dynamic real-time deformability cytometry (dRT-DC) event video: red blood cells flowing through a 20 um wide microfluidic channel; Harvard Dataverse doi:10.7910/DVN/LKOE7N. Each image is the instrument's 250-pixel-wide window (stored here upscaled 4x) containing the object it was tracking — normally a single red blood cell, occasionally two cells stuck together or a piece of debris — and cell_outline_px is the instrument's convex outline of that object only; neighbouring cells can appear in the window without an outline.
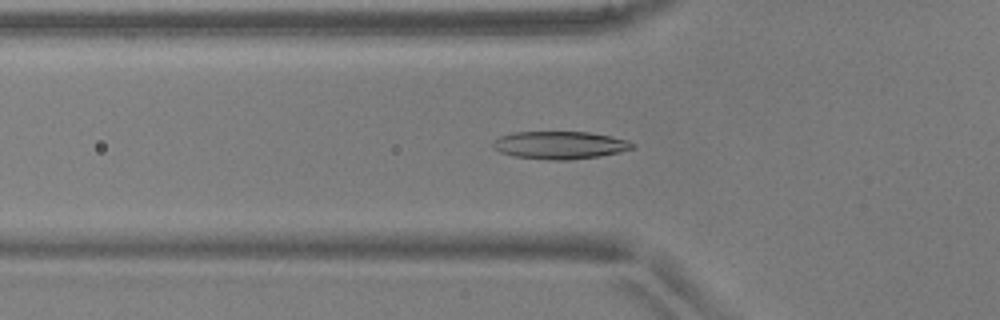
{"species": "common noctule bat (a hibernating species)", "species_latin": "Nyctalus noctula", "temperature_condition": "warm", "stored_images_in_passage": 40, "camera_frame_rate_fps": 3000, "um_per_image_px": 0.085, "animal": {"sex": "male", "body_mass_g": 17.9, "forearm_length_mm": 54.2}, "frame": {"image": 1, "passage_image": 6, "time_ms": 1.667, "image_size_px": [1000, 320], "cell_outline_px": [[636, 148], [620, 152], [600, 156], [568, 160], [548, 160], [512, 156], [500, 152], [492, 148], [492, 140], [500, 136], [512, 132], [588, 132], [628, 140], [636, 144]], "centroid_in_image_um": [47.57, 12.34], "position_along_channel_um": 78.2, "area_um2": 22.77}}
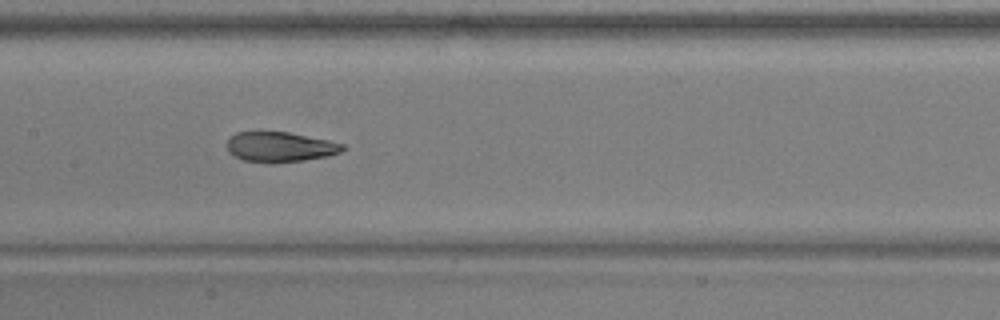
{"frame": {"image": 2, "passage_image": 14, "time_ms": 4.333, "image_size_px": [1000, 320], "cell_outline_px": [[344, 148], [340, 152], [328, 156], [304, 160], [272, 164], [244, 160], [228, 152], [228, 140], [236, 132], [288, 132], [328, 140], [344, 144]], "centroid_in_image_um": [23.81, 12.5], "position_along_channel_um": 183.6, "area_um2": 20.17}}
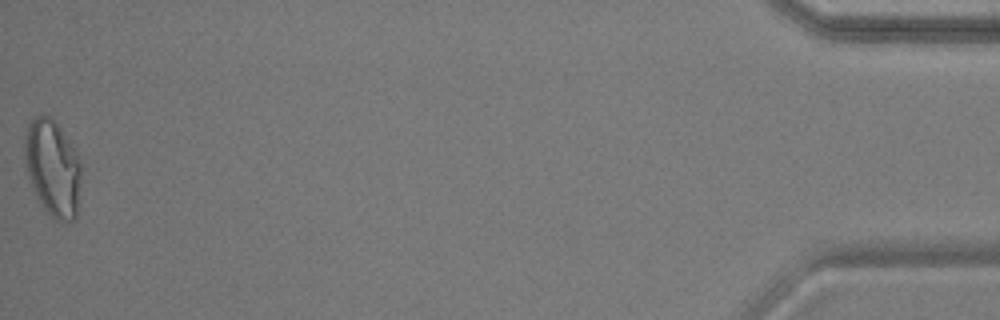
{"frame": {"image": 3, "passage_image": 40, "time_ms": 13.0, "image_size_px": [1000, 320], "cell_outline_px": [[80, 176], [76, 220], [56, 220], [44, 208], [36, 196], [28, 180], [24, 156], [24, 140], [28, 124], [40, 112], [48, 116], [60, 128], [76, 152], [80, 160]], "centroid_in_image_um": [4.45, 14.27], "position_along_channel_um": 430.8, "area_um2": 31.56}, "authors_computed_cell_mechanics": {"area_um2": 21.7039, "velocity_mm_per_s": 3.9099, "shape_relaxation_time_tau1_ms": 5.1239, "shape_relaxation_time_tau2_ms": 1.4102, "deformation_change_tau1": 0.1993, "deformation_change_tau2": 0.0724}}